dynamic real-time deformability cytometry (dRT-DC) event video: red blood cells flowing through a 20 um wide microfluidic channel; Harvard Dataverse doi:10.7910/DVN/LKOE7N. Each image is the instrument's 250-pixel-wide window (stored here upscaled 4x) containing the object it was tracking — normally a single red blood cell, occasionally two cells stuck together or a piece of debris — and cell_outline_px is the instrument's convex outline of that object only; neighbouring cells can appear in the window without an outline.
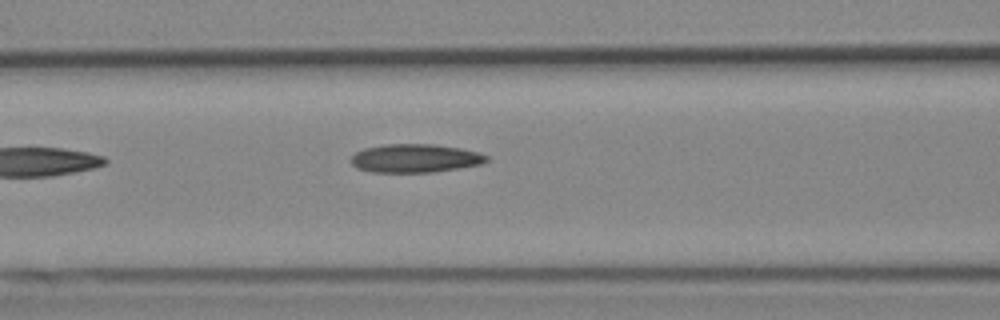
{"species": "Egyptian fruit bat (a non-hibernating species)", "species_latin": "Rousettus aegyptiacus", "temperature_condition": "cold", "stored_images_in_passage": 6, "camera_frame_rate_fps": 3000, "um_per_image_px": 0.085, "animal": {"sex": "female"}, "frame": {"image": 1, "passage_image": 6, "time_ms": 1.667, "image_size_px": [1000, 320], "cell_outline_px": [[488, 160], [480, 164], [432, 172], [372, 172], [356, 168], [352, 164], [352, 156], [356, 152], [364, 148], [384, 144], [436, 144], [460, 148], [476, 152], [488, 156]], "centroid_in_image_um": [35.25, 13.45], "position_along_channel_um": 131.3, "area_um2": 22.31}}